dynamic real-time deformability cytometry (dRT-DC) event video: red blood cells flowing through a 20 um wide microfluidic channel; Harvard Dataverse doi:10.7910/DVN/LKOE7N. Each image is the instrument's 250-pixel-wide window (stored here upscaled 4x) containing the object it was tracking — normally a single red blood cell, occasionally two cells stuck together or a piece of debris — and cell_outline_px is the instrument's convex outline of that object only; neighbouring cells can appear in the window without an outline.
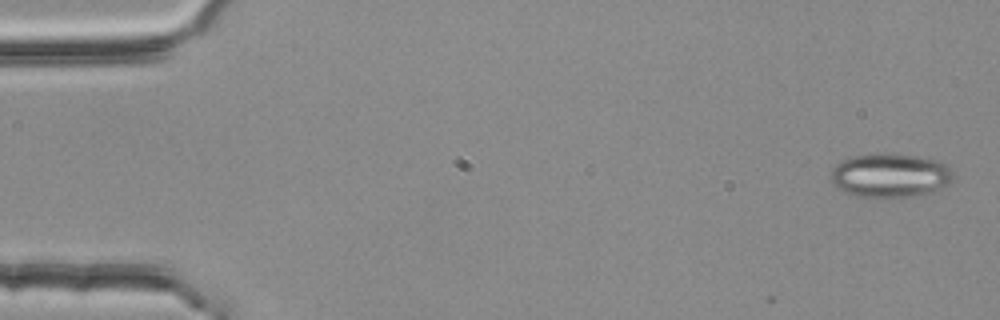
{"species": "common noctule bat (a hibernating species)", "species_latin": "Nyctalus noctula", "temperature_condition": "room temperature", "stored_images_in_passage": 6, "segment_of_instrument_passage": [1, 2], "camera_frame_rate_fps": 3000, "um_per_image_px": 0.085, "animal": {"sex": "female", "body_mass_g": 25.1}, "frame": {"image": 1, "passage_image": 1, "time_ms": 0.0, "image_size_px": [1000, 320], "cell_outline_px": [[952, 176], [948, 184], [936, 192], [924, 196], [856, 196], [844, 192], [832, 184], [832, 168], [836, 164], [852, 156], [916, 156], [936, 160], [944, 164], [948, 168]], "centroid_in_image_um": [75.67, 14.96], "position_along_channel_um": 9.3, "area_um2": 30.35}}